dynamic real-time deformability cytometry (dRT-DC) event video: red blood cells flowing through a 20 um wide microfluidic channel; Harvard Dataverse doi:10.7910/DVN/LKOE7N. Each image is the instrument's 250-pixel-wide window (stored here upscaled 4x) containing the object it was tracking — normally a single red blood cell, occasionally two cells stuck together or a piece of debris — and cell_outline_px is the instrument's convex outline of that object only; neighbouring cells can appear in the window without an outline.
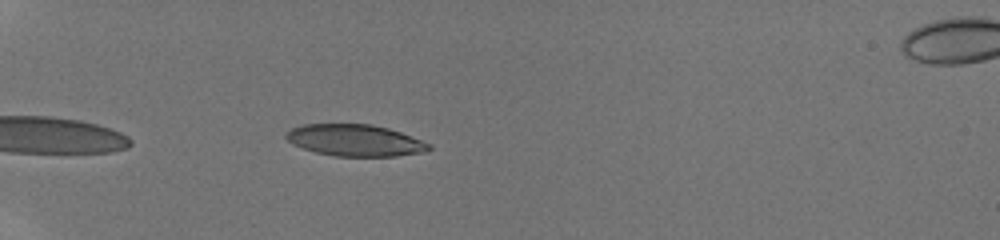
{"species": "human", "species_latin": "Homo sapiens", "temperature_condition": "room temperature", "stored_images_in_passage": 34, "camera_frame_rate_fps": 3000, "um_per_image_px": 0.085, "donor": {"sex": "male"}, "frame": {"image": 1, "passage_image": 1, "time_ms": 0.0, "image_size_px": [1000, 240], "cell_outline_px": [[432, 148], [424, 152], [396, 156], [336, 156], [316, 152], [292, 144], [284, 136], [284, 132], [292, 128], [304, 124], [372, 124], [388, 128], [400, 132], [432, 144]], "centroid_in_image_um": [30.17, 11.92], "position_along_channel_um": 54.8, "area_um2": 26.36}}
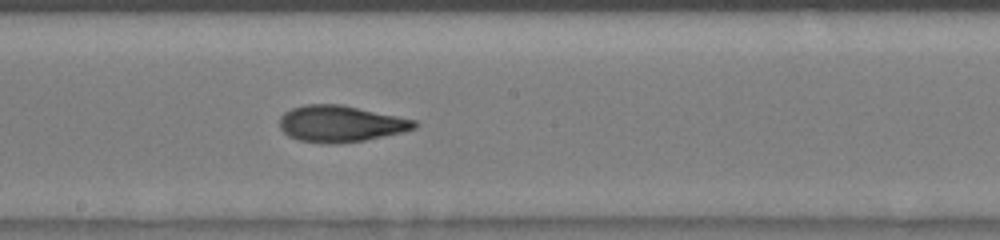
{"frame": {"image": 2, "passage_image": 15, "time_ms": 4.667, "image_size_px": [1000, 240], "cell_outline_px": [[420, 124], [416, 128], [404, 132], [364, 140], [336, 144], [328, 144], [300, 140], [288, 136], [280, 128], [280, 116], [284, 112], [292, 108], [304, 104], [340, 104], [416, 120]], "centroid_in_image_um": [28.96, 10.52], "position_along_channel_um": 219.2, "area_um2": 28.67}}
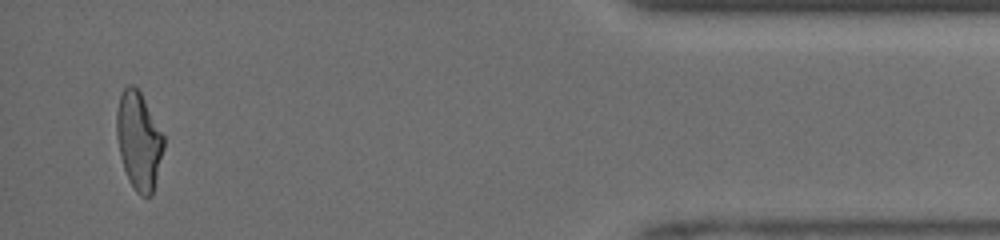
{"frame": {"image": 3, "passage_image": 33, "time_ms": 10.667, "image_size_px": [1000, 240], "cell_outline_px": [[164, 148], [152, 196], [140, 196], [136, 192], [128, 180], [120, 156], [116, 136], [116, 112], [120, 96], [124, 88], [128, 84], [132, 84], [140, 92], [164, 136]], "centroid_in_image_um": [11.78, 11.98], "position_along_channel_um": 423.4, "area_um2": 26.76}, "authors_computed_cell_mechanics": {"area_um2": 27.8596, "velocity_mm_per_s": 4.2526, "shape_relaxation_time_tau1_ms": 4.9202, "shape_relaxation_time_tau2_ms": 1.6222, "deformation_change_tau1": 0.187, "deformation_change_tau2": 0.0913}}